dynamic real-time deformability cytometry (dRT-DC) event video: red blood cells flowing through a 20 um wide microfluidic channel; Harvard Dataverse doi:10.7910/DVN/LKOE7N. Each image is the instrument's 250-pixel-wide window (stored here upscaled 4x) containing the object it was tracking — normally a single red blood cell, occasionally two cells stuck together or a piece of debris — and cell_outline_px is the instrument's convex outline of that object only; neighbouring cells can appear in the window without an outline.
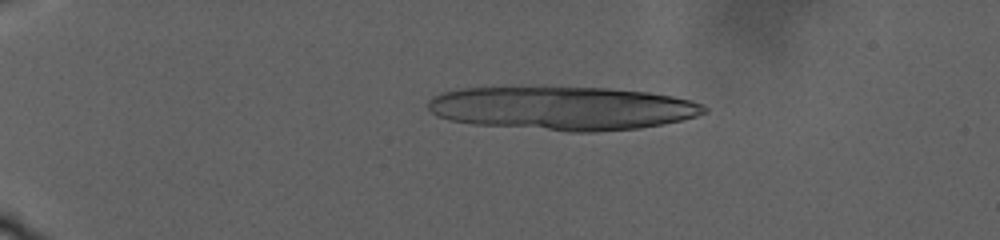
{"species": "human", "species_latin": "Homo sapiens", "temperature_condition": "warm", "stored_images_in_passage": 36, "camera_frame_rate_fps": 3000, "um_per_image_px": 0.085, "donor": {"sex": "male"}, "frame": {"image": 1, "passage_image": 24, "time_ms": 7.667, "image_size_px": [1000, 240], "cell_outline_px": [[708, 112], [696, 116], [680, 120], [640, 128], [596, 132], [568, 132], [472, 124], [448, 120], [436, 116], [428, 108], [428, 100], [432, 96], [444, 92], [460, 88], [608, 88], [648, 92], [672, 96], [692, 100], [704, 104], [708, 108]], "centroid_in_image_um": [47.82, 9.21], "position_along_channel_um": 37.2, "area_um2": 70.17}}